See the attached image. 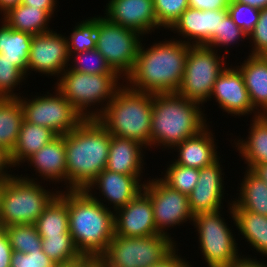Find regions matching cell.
I'll use <instances>...</instances> for the list:
<instances>
[{"instance_id":"4","label":"cell","mask_w":267,"mask_h":267,"mask_svg":"<svg viewBox=\"0 0 267 267\" xmlns=\"http://www.w3.org/2000/svg\"><path fill=\"white\" fill-rule=\"evenodd\" d=\"M69 232L82 257L101 256L115 234L114 211L85 190H67Z\"/></svg>"},{"instance_id":"51","label":"cell","mask_w":267,"mask_h":267,"mask_svg":"<svg viewBox=\"0 0 267 267\" xmlns=\"http://www.w3.org/2000/svg\"><path fill=\"white\" fill-rule=\"evenodd\" d=\"M250 170L267 184V163L255 164Z\"/></svg>"},{"instance_id":"36","label":"cell","mask_w":267,"mask_h":267,"mask_svg":"<svg viewBox=\"0 0 267 267\" xmlns=\"http://www.w3.org/2000/svg\"><path fill=\"white\" fill-rule=\"evenodd\" d=\"M160 178L171 188L180 193L189 195L197 185L199 178V169L181 166L176 164L173 159L170 164H167V169Z\"/></svg>"},{"instance_id":"3","label":"cell","mask_w":267,"mask_h":267,"mask_svg":"<svg viewBox=\"0 0 267 267\" xmlns=\"http://www.w3.org/2000/svg\"><path fill=\"white\" fill-rule=\"evenodd\" d=\"M204 111L199 103L177 92L153 94L151 148L171 152L185 139L197 135L209 124Z\"/></svg>"},{"instance_id":"42","label":"cell","mask_w":267,"mask_h":267,"mask_svg":"<svg viewBox=\"0 0 267 267\" xmlns=\"http://www.w3.org/2000/svg\"><path fill=\"white\" fill-rule=\"evenodd\" d=\"M251 49L249 55L267 56V8L260 9V17L256 26L248 35Z\"/></svg>"},{"instance_id":"47","label":"cell","mask_w":267,"mask_h":267,"mask_svg":"<svg viewBox=\"0 0 267 267\" xmlns=\"http://www.w3.org/2000/svg\"><path fill=\"white\" fill-rule=\"evenodd\" d=\"M11 168H14L11 160V153L3 147H0V178H11L12 176H15L14 173L12 175Z\"/></svg>"},{"instance_id":"53","label":"cell","mask_w":267,"mask_h":267,"mask_svg":"<svg viewBox=\"0 0 267 267\" xmlns=\"http://www.w3.org/2000/svg\"><path fill=\"white\" fill-rule=\"evenodd\" d=\"M242 4L250 5L257 9L267 8V0H233Z\"/></svg>"},{"instance_id":"44","label":"cell","mask_w":267,"mask_h":267,"mask_svg":"<svg viewBox=\"0 0 267 267\" xmlns=\"http://www.w3.org/2000/svg\"><path fill=\"white\" fill-rule=\"evenodd\" d=\"M230 0H188V7L202 11L227 9Z\"/></svg>"},{"instance_id":"17","label":"cell","mask_w":267,"mask_h":267,"mask_svg":"<svg viewBox=\"0 0 267 267\" xmlns=\"http://www.w3.org/2000/svg\"><path fill=\"white\" fill-rule=\"evenodd\" d=\"M227 15V9L202 11L188 7L168 31L177 33L176 39L190 46H208L219 36L220 21Z\"/></svg>"},{"instance_id":"14","label":"cell","mask_w":267,"mask_h":267,"mask_svg":"<svg viewBox=\"0 0 267 267\" xmlns=\"http://www.w3.org/2000/svg\"><path fill=\"white\" fill-rule=\"evenodd\" d=\"M70 55L65 34L51 30L32 35L31 48L27 62V78L32 71L40 75L53 76L57 80L68 68Z\"/></svg>"},{"instance_id":"50","label":"cell","mask_w":267,"mask_h":267,"mask_svg":"<svg viewBox=\"0 0 267 267\" xmlns=\"http://www.w3.org/2000/svg\"><path fill=\"white\" fill-rule=\"evenodd\" d=\"M81 267H107V264L100 256L82 257Z\"/></svg>"},{"instance_id":"39","label":"cell","mask_w":267,"mask_h":267,"mask_svg":"<svg viewBox=\"0 0 267 267\" xmlns=\"http://www.w3.org/2000/svg\"><path fill=\"white\" fill-rule=\"evenodd\" d=\"M244 40H248V35L234 23L229 15H227L224 20L220 21L219 36H217L208 47L213 48L217 52L219 50V53L221 52L220 48L222 50L224 47V49H226L224 53L230 54L227 48L237 43L240 44V41L245 42Z\"/></svg>"},{"instance_id":"35","label":"cell","mask_w":267,"mask_h":267,"mask_svg":"<svg viewBox=\"0 0 267 267\" xmlns=\"http://www.w3.org/2000/svg\"><path fill=\"white\" fill-rule=\"evenodd\" d=\"M79 22L67 36L69 55L96 49L97 16Z\"/></svg>"},{"instance_id":"8","label":"cell","mask_w":267,"mask_h":267,"mask_svg":"<svg viewBox=\"0 0 267 267\" xmlns=\"http://www.w3.org/2000/svg\"><path fill=\"white\" fill-rule=\"evenodd\" d=\"M170 236L123 237L114 234L100 256L107 267H151L161 262L177 246Z\"/></svg>"},{"instance_id":"27","label":"cell","mask_w":267,"mask_h":267,"mask_svg":"<svg viewBox=\"0 0 267 267\" xmlns=\"http://www.w3.org/2000/svg\"><path fill=\"white\" fill-rule=\"evenodd\" d=\"M243 173L240 187H237L239 196L233 198L232 209L267 216V184L248 168Z\"/></svg>"},{"instance_id":"30","label":"cell","mask_w":267,"mask_h":267,"mask_svg":"<svg viewBox=\"0 0 267 267\" xmlns=\"http://www.w3.org/2000/svg\"><path fill=\"white\" fill-rule=\"evenodd\" d=\"M0 54L12 61L27 78V62L32 35L12 29L0 19Z\"/></svg>"},{"instance_id":"13","label":"cell","mask_w":267,"mask_h":267,"mask_svg":"<svg viewBox=\"0 0 267 267\" xmlns=\"http://www.w3.org/2000/svg\"><path fill=\"white\" fill-rule=\"evenodd\" d=\"M142 191L152 202L156 230L175 241L168 231L173 227L183 226L187 221L192 224L193 221L194 215L189 208L188 195L171 188L158 176L148 177Z\"/></svg>"},{"instance_id":"46","label":"cell","mask_w":267,"mask_h":267,"mask_svg":"<svg viewBox=\"0 0 267 267\" xmlns=\"http://www.w3.org/2000/svg\"><path fill=\"white\" fill-rule=\"evenodd\" d=\"M12 252L7 234L0 229V267H11Z\"/></svg>"},{"instance_id":"31","label":"cell","mask_w":267,"mask_h":267,"mask_svg":"<svg viewBox=\"0 0 267 267\" xmlns=\"http://www.w3.org/2000/svg\"><path fill=\"white\" fill-rule=\"evenodd\" d=\"M35 226L40 236L71 235L67 190H62L38 217Z\"/></svg>"},{"instance_id":"33","label":"cell","mask_w":267,"mask_h":267,"mask_svg":"<svg viewBox=\"0 0 267 267\" xmlns=\"http://www.w3.org/2000/svg\"><path fill=\"white\" fill-rule=\"evenodd\" d=\"M42 251L58 266L82 258L71 235L40 236Z\"/></svg>"},{"instance_id":"55","label":"cell","mask_w":267,"mask_h":267,"mask_svg":"<svg viewBox=\"0 0 267 267\" xmlns=\"http://www.w3.org/2000/svg\"><path fill=\"white\" fill-rule=\"evenodd\" d=\"M8 178H0V196H1V191H2V188L5 184V181L7 180Z\"/></svg>"},{"instance_id":"38","label":"cell","mask_w":267,"mask_h":267,"mask_svg":"<svg viewBox=\"0 0 267 267\" xmlns=\"http://www.w3.org/2000/svg\"><path fill=\"white\" fill-rule=\"evenodd\" d=\"M22 82H26V76L12 61L0 54V98H18L23 95L16 92V87L19 85L20 88Z\"/></svg>"},{"instance_id":"49","label":"cell","mask_w":267,"mask_h":267,"mask_svg":"<svg viewBox=\"0 0 267 267\" xmlns=\"http://www.w3.org/2000/svg\"><path fill=\"white\" fill-rule=\"evenodd\" d=\"M225 267H267V263L264 264V261L260 262L255 256L254 258H251L250 255H243L237 261H234Z\"/></svg>"},{"instance_id":"20","label":"cell","mask_w":267,"mask_h":267,"mask_svg":"<svg viewBox=\"0 0 267 267\" xmlns=\"http://www.w3.org/2000/svg\"><path fill=\"white\" fill-rule=\"evenodd\" d=\"M114 225L115 235L123 237L161 234L155 227L152 202L143 191L114 212Z\"/></svg>"},{"instance_id":"22","label":"cell","mask_w":267,"mask_h":267,"mask_svg":"<svg viewBox=\"0 0 267 267\" xmlns=\"http://www.w3.org/2000/svg\"><path fill=\"white\" fill-rule=\"evenodd\" d=\"M208 124L197 135L185 139L172 150L177 152L174 162L181 166L201 169L216 162L219 158V146H217L215 132L213 133ZM218 152V153H217Z\"/></svg>"},{"instance_id":"19","label":"cell","mask_w":267,"mask_h":267,"mask_svg":"<svg viewBox=\"0 0 267 267\" xmlns=\"http://www.w3.org/2000/svg\"><path fill=\"white\" fill-rule=\"evenodd\" d=\"M220 158L212 165L199 169L197 185L188 195L189 208L193 215L223 210L225 186L224 169ZM223 175V176H222ZM225 199V200H223Z\"/></svg>"},{"instance_id":"26","label":"cell","mask_w":267,"mask_h":267,"mask_svg":"<svg viewBox=\"0 0 267 267\" xmlns=\"http://www.w3.org/2000/svg\"><path fill=\"white\" fill-rule=\"evenodd\" d=\"M250 121L246 139L237 136L232 143L248 169L255 164L267 163V119L260 115Z\"/></svg>"},{"instance_id":"1","label":"cell","mask_w":267,"mask_h":267,"mask_svg":"<svg viewBox=\"0 0 267 267\" xmlns=\"http://www.w3.org/2000/svg\"><path fill=\"white\" fill-rule=\"evenodd\" d=\"M163 40L147 48L140 43L134 68L124 80L129 88L151 94L178 91L190 45L175 37Z\"/></svg>"},{"instance_id":"25","label":"cell","mask_w":267,"mask_h":267,"mask_svg":"<svg viewBox=\"0 0 267 267\" xmlns=\"http://www.w3.org/2000/svg\"><path fill=\"white\" fill-rule=\"evenodd\" d=\"M227 212L232 217L233 226L238 230V235L246 239L250 248L267 257V216L256 214L246 210H233V200H227ZM240 233V234H239Z\"/></svg>"},{"instance_id":"40","label":"cell","mask_w":267,"mask_h":267,"mask_svg":"<svg viewBox=\"0 0 267 267\" xmlns=\"http://www.w3.org/2000/svg\"><path fill=\"white\" fill-rule=\"evenodd\" d=\"M158 26L170 29L188 8V0H153Z\"/></svg>"},{"instance_id":"45","label":"cell","mask_w":267,"mask_h":267,"mask_svg":"<svg viewBox=\"0 0 267 267\" xmlns=\"http://www.w3.org/2000/svg\"><path fill=\"white\" fill-rule=\"evenodd\" d=\"M178 251L179 249L176 247L161 262L151 267H193V264H191L185 257H182Z\"/></svg>"},{"instance_id":"5","label":"cell","mask_w":267,"mask_h":267,"mask_svg":"<svg viewBox=\"0 0 267 267\" xmlns=\"http://www.w3.org/2000/svg\"><path fill=\"white\" fill-rule=\"evenodd\" d=\"M152 103L153 94L135 91L124 83L96 119L111 136L136 140L150 150Z\"/></svg>"},{"instance_id":"37","label":"cell","mask_w":267,"mask_h":267,"mask_svg":"<svg viewBox=\"0 0 267 267\" xmlns=\"http://www.w3.org/2000/svg\"><path fill=\"white\" fill-rule=\"evenodd\" d=\"M68 69L87 74H117L97 49L71 54Z\"/></svg>"},{"instance_id":"12","label":"cell","mask_w":267,"mask_h":267,"mask_svg":"<svg viewBox=\"0 0 267 267\" xmlns=\"http://www.w3.org/2000/svg\"><path fill=\"white\" fill-rule=\"evenodd\" d=\"M53 90V93H37L31 99L27 96L18 97L24 121L50 128L57 135L67 134L78 127L85 118L56 87H53Z\"/></svg>"},{"instance_id":"23","label":"cell","mask_w":267,"mask_h":267,"mask_svg":"<svg viewBox=\"0 0 267 267\" xmlns=\"http://www.w3.org/2000/svg\"><path fill=\"white\" fill-rule=\"evenodd\" d=\"M146 150L147 148L136 140L111 136L105 169L125 175H143Z\"/></svg>"},{"instance_id":"16","label":"cell","mask_w":267,"mask_h":267,"mask_svg":"<svg viewBox=\"0 0 267 267\" xmlns=\"http://www.w3.org/2000/svg\"><path fill=\"white\" fill-rule=\"evenodd\" d=\"M228 65L229 63L217 77L208 101L212 98L217 102L219 109L235 118L236 116L239 118L251 115L253 118L260 116L251 104L241 72L235 65Z\"/></svg>"},{"instance_id":"24","label":"cell","mask_w":267,"mask_h":267,"mask_svg":"<svg viewBox=\"0 0 267 267\" xmlns=\"http://www.w3.org/2000/svg\"><path fill=\"white\" fill-rule=\"evenodd\" d=\"M236 68L241 72L253 108L267 113V56L248 55Z\"/></svg>"},{"instance_id":"28","label":"cell","mask_w":267,"mask_h":267,"mask_svg":"<svg viewBox=\"0 0 267 267\" xmlns=\"http://www.w3.org/2000/svg\"><path fill=\"white\" fill-rule=\"evenodd\" d=\"M57 134L50 128L23 121L17 142L11 152L14 167H20L24 162L44 145L53 140ZM23 163V164H22Z\"/></svg>"},{"instance_id":"34","label":"cell","mask_w":267,"mask_h":267,"mask_svg":"<svg viewBox=\"0 0 267 267\" xmlns=\"http://www.w3.org/2000/svg\"><path fill=\"white\" fill-rule=\"evenodd\" d=\"M2 229L7 234L13 251L24 254L33 251H42V238L35 224L11 225Z\"/></svg>"},{"instance_id":"29","label":"cell","mask_w":267,"mask_h":267,"mask_svg":"<svg viewBox=\"0 0 267 267\" xmlns=\"http://www.w3.org/2000/svg\"><path fill=\"white\" fill-rule=\"evenodd\" d=\"M51 18L53 17L44 9L20 3L9 9L0 19L14 30L37 35L53 30L49 27Z\"/></svg>"},{"instance_id":"9","label":"cell","mask_w":267,"mask_h":267,"mask_svg":"<svg viewBox=\"0 0 267 267\" xmlns=\"http://www.w3.org/2000/svg\"><path fill=\"white\" fill-rule=\"evenodd\" d=\"M221 211L198 213L194 215L191 224L196 228L198 248L207 267H225L243 256L237 246L238 238L233 234L234 230L230 229V224L222 217L224 213Z\"/></svg>"},{"instance_id":"48","label":"cell","mask_w":267,"mask_h":267,"mask_svg":"<svg viewBox=\"0 0 267 267\" xmlns=\"http://www.w3.org/2000/svg\"><path fill=\"white\" fill-rule=\"evenodd\" d=\"M57 0H21V4L46 10L53 18L57 10Z\"/></svg>"},{"instance_id":"11","label":"cell","mask_w":267,"mask_h":267,"mask_svg":"<svg viewBox=\"0 0 267 267\" xmlns=\"http://www.w3.org/2000/svg\"><path fill=\"white\" fill-rule=\"evenodd\" d=\"M97 15L96 49L123 80L134 68L144 37L138 32Z\"/></svg>"},{"instance_id":"6","label":"cell","mask_w":267,"mask_h":267,"mask_svg":"<svg viewBox=\"0 0 267 267\" xmlns=\"http://www.w3.org/2000/svg\"><path fill=\"white\" fill-rule=\"evenodd\" d=\"M123 84L118 74H87L67 68L53 85L85 119H91L104 111Z\"/></svg>"},{"instance_id":"32","label":"cell","mask_w":267,"mask_h":267,"mask_svg":"<svg viewBox=\"0 0 267 267\" xmlns=\"http://www.w3.org/2000/svg\"><path fill=\"white\" fill-rule=\"evenodd\" d=\"M24 113L18 98H0V147L10 153L18 139Z\"/></svg>"},{"instance_id":"52","label":"cell","mask_w":267,"mask_h":267,"mask_svg":"<svg viewBox=\"0 0 267 267\" xmlns=\"http://www.w3.org/2000/svg\"><path fill=\"white\" fill-rule=\"evenodd\" d=\"M21 0H0V15L2 16L9 9L19 5Z\"/></svg>"},{"instance_id":"15","label":"cell","mask_w":267,"mask_h":267,"mask_svg":"<svg viewBox=\"0 0 267 267\" xmlns=\"http://www.w3.org/2000/svg\"><path fill=\"white\" fill-rule=\"evenodd\" d=\"M142 176L144 175H125L104 169L86 187L85 191L107 209L115 212L117 209L124 207L143 190V186L147 181ZM95 190H99L98 197L101 199L97 197L98 193ZM100 195L104 197L102 198Z\"/></svg>"},{"instance_id":"41","label":"cell","mask_w":267,"mask_h":267,"mask_svg":"<svg viewBox=\"0 0 267 267\" xmlns=\"http://www.w3.org/2000/svg\"><path fill=\"white\" fill-rule=\"evenodd\" d=\"M227 10L234 23L247 35H249L259 21L260 9L250 5L231 0Z\"/></svg>"},{"instance_id":"10","label":"cell","mask_w":267,"mask_h":267,"mask_svg":"<svg viewBox=\"0 0 267 267\" xmlns=\"http://www.w3.org/2000/svg\"><path fill=\"white\" fill-rule=\"evenodd\" d=\"M208 46H190L184 75L177 93L199 103L203 109L213 90L217 77L227 67V56Z\"/></svg>"},{"instance_id":"2","label":"cell","mask_w":267,"mask_h":267,"mask_svg":"<svg viewBox=\"0 0 267 267\" xmlns=\"http://www.w3.org/2000/svg\"><path fill=\"white\" fill-rule=\"evenodd\" d=\"M66 186L64 190H85L106 168L111 135L96 119H85L64 134Z\"/></svg>"},{"instance_id":"54","label":"cell","mask_w":267,"mask_h":267,"mask_svg":"<svg viewBox=\"0 0 267 267\" xmlns=\"http://www.w3.org/2000/svg\"><path fill=\"white\" fill-rule=\"evenodd\" d=\"M56 267H81V258L75 262L68 263V264H62V265H56Z\"/></svg>"},{"instance_id":"43","label":"cell","mask_w":267,"mask_h":267,"mask_svg":"<svg viewBox=\"0 0 267 267\" xmlns=\"http://www.w3.org/2000/svg\"><path fill=\"white\" fill-rule=\"evenodd\" d=\"M56 264L43 251H33L28 254L13 251L11 267H55Z\"/></svg>"},{"instance_id":"18","label":"cell","mask_w":267,"mask_h":267,"mask_svg":"<svg viewBox=\"0 0 267 267\" xmlns=\"http://www.w3.org/2000/svg\"><path fill=\"white\" fill-rule=\"evenodd\" d=\"M105 7L103 14L110 22L134 30L143 37L161 30L153 0H108Z\"/></svg>"},{"instance_id":"21","label":"cell","mask_w":267,"mask_h":267,"mask_svg":"<svg viewBox=\"0 0 267 267\" xmlns=\"http://www.w3.org/2000/svg\"><path fill=\"white\" fill-rule=\"evenodd\" d=\"M25 163L28 164V167L33 166L34 172H36V177H33L34 174H32V176H27L28 174H21L19 175L21 178H25L30 181H40L42 179L44 183L47 181L50 183L49 185L52 184V186L57 183H62L64 190L67 174L64 134L57 135L39 151L30 156ZM39 177L41 179H39Z\"/></svg>"},{"instance_id":"7","label":"cell","mask_w":267,"mask_h":267,"mask_svg":"<svg viewBox=\"0 0 267 267\" xmlns=\"http://www.w3.org/2000/svg\"><path fill=\"white\" fill-rule=\"evenodd\" d=\"M42 183V180L30 181L18 174L5 181L0 196V229L11 225L36 223L38 217L61 191L58 186L56 189L52 187V190L47 186L46 189Z\"/></svg>"}]
</instances>
